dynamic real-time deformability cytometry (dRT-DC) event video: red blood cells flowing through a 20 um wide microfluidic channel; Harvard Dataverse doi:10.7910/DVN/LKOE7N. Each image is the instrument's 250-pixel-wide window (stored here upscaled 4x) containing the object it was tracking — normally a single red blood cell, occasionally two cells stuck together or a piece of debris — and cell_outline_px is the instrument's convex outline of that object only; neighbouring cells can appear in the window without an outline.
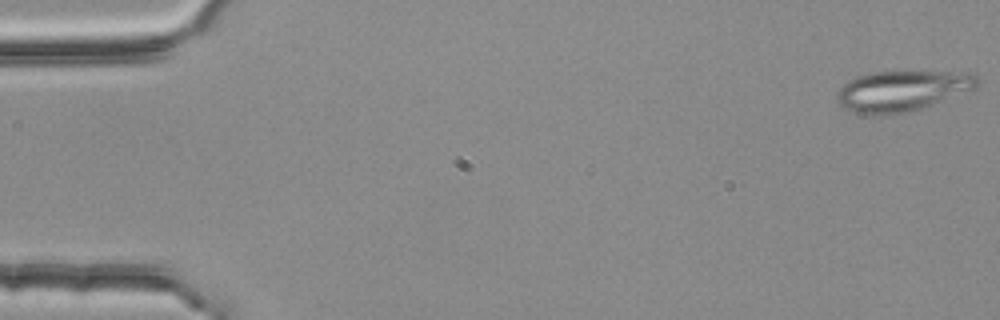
{"species": "common noctule bat (a hibernating species)", "species_latin": "Nyctalus noctula", "temperature_condition": "room temperature", "stored_images_in_passage": 4, "camera_frame_rate_fps": 3000, "um_per_image_px": 0.085, "animal": {"sex": "female", "body_mass_g": 25.1}, "frame": {"image": 1, "passage_image": 1, "time_ms": 0.0, "image_size_px": [1000, 320], "cell_outline_px": [[980, 84], [976, 88], [920, 108], [904, 112], [880, 116], [876, 116], [852, 112], [840, 104], [836, 100], [836, 92], [848, 80], [856, 76], [868, 72], [976, 72], [980, 80]], "centroid_in_image_um": [76.67, 7.71], "position_along_channel_um": 8.3, "area_um2": 33.29}}